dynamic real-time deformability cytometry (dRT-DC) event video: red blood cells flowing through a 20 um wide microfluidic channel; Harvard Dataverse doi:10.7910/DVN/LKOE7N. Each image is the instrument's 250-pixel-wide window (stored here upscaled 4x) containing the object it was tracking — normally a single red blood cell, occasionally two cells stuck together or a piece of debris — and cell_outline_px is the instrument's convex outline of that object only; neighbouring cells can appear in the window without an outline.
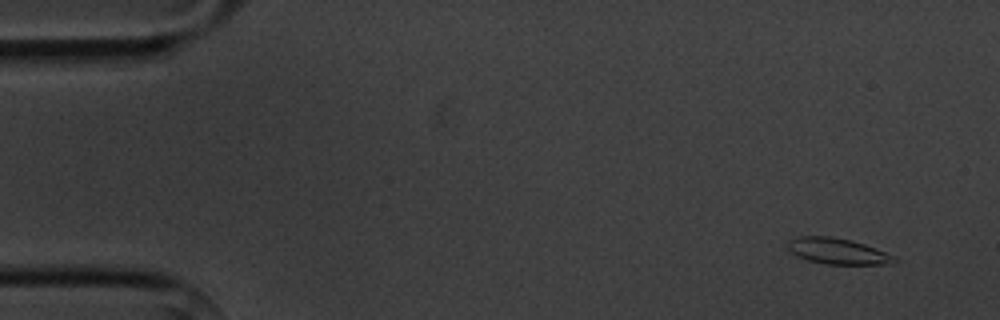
{"species": "common noctule bat (a hibernating species)", "species_latin": "Nyctalus noctula", "temperature_condition": "cold", "stored_images_in_passage": 6, "camera_frame_rate_fps": 3000, "um_per_image_px": 0.085, "animal": {"sex": "male", "body_mass_g": 20.1, "forearm_length_mm": 53.5}, "frame": {"image": 1, "passage_image": 2, "time_ms": 1.0, "image_size_px": [1000, 320], "cell_outline_px": [[900, 260], [892, 264], [824, 264], [808, 260], [796, 256], [788, 252], [788, 240], [800, 236], [832, 236], [852, 240], [864, 244], [896, 256]], "centroid_in_image_um": [71.2, 21.35], "position_along_channel_um": 13.8, "area_um2": 16.36}}
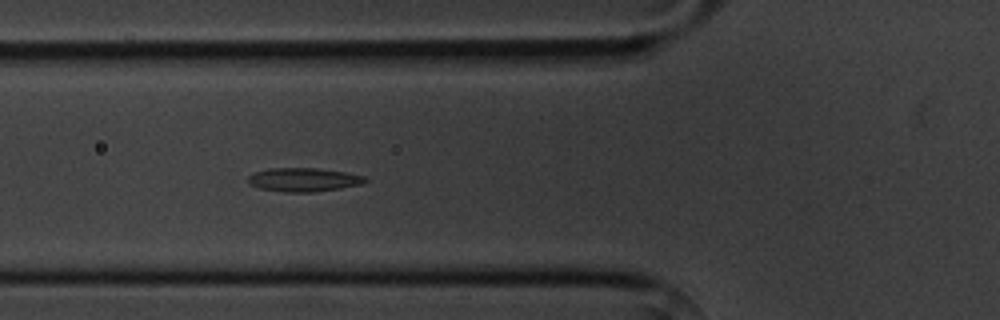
{"frame": {"image": 2, "passage_image": 6, "time_ms": 6.333, "image_size_px": [1000, 320], "cell_outline_px": [[368, 180], [360, 184], [340, 188], [312, 192], [284, 192], [260, 188], [248, 184], [248, 176], [252, 172], [268, 168], [316, 168], [348, 172], [364, 176]], "centroid_in_image_um": [25.77, 15.26], "position_along_channel_um": 100.0, "area_um2": 16.24}}